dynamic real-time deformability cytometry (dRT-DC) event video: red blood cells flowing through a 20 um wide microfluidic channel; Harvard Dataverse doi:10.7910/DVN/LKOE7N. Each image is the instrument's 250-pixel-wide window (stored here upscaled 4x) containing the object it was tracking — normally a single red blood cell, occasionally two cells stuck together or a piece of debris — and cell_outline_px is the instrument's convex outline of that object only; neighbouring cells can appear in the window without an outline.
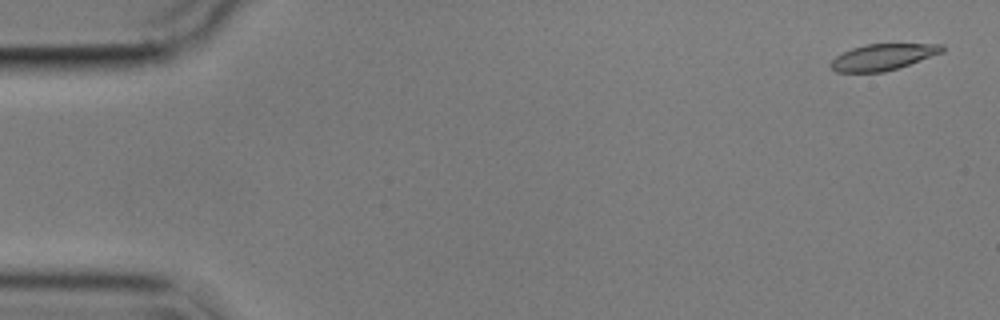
{"species": "common noctule bat (a hibernating species)", "species_latin": "Nyctalus noctula", "temperature_condition": "cold", "stored_images_in_passage": 56, "camera_frame_rate_fps": 3000, "um_per_image_px": 0.085, "animal": {"sex": "male", "body_mass_g": 17.9}, "frame": {"image": 1, "passage_image": 2, "time_ms": 0.333, "image_size_px": [1000, 320], "cell_outline_px": [[944, 52], [884, 72], [836, 72], [828, 64], [836, 56], [852, 48], [868, 44], [944, 44]], "centroid_in_image_um": [75.03, 4.84], "position_along_channel_um": 10.0, "area_um2": 16.82}}
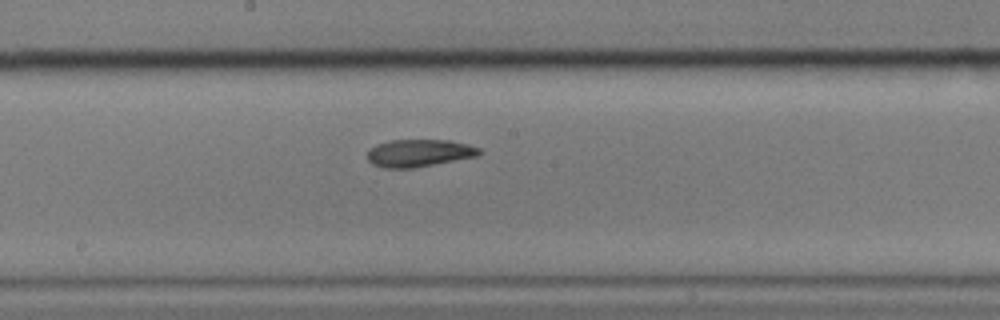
{"frame": {"image": 2, "passage_image": 30, "time_ms": 9.667, "image_size_px": [1000, 320], "cell_outline_px": [[484, 152], [480, 156], [412, 168], [384, 168], [372, 164], [368, 160], [368, 148], [376, 144], [392, 140], [448, 140], [468, 144], [480, 148]], "centroid_in_image_um": [35.65, 13.01], "position_along_channel_um": 212.5, "area_um2": 18.09}}
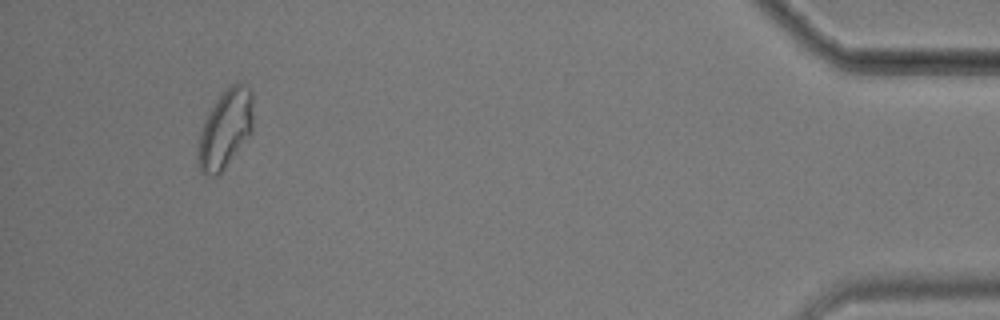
{"frame": {"image": 3, "passage_image": 53, "time_ms": 17.333, "image_size_px": [1000, 320], "cell_outline_px": [[252, 132], [220, 172], [216, 176], [204, 176], [200, 172], [200, 132], [208, 112], [216, 100], [236, 80], [240, 80], [252, 88]], "centroid_in_image_um": [19.19, 10.89], "position_along_channel_um": 416.0, "area_um2": 24.68}, "authors_computed_cell_mechanics": {"area_um2": 18.2648, "velocity_mm_per_s": 3.5331, "shape_relaxation_time_tau1_ms": null, "shape_relaxation_time_tau2_ms": 3.8373, "deformation_change_tau1": null, "deformation_change_tau2": 0.092}}